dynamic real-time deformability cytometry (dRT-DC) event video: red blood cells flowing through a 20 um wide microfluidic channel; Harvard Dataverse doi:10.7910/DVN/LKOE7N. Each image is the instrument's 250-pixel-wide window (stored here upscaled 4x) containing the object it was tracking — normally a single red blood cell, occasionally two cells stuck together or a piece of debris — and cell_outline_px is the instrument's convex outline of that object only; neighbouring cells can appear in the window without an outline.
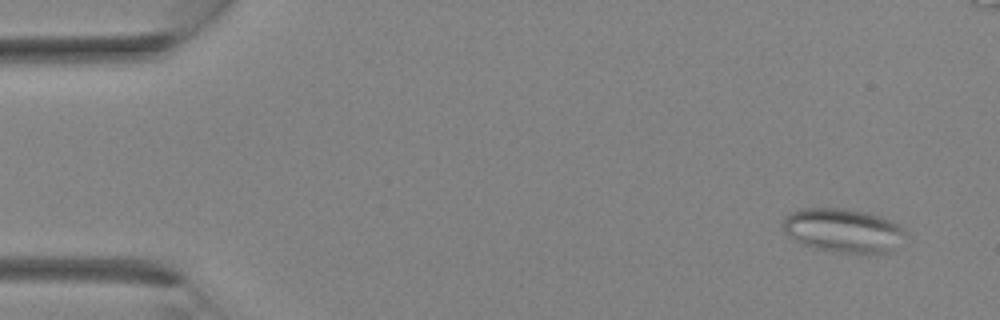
{"species": "Egyptian fruit bat (a non-hibernating species)", "species_latin": "Rousettus aegyptiacus", "temperature_condition": "room temperature", "stored_images_in_passage": 4, "camera_frame_rate_fps": 3000, "um_per_image_px": 0.085, "animal": {"sex": "female"}, "frame": {"image": 1, "passage_image": 1, "time_ms": 0.0, "image_size_px": [1000, 320], "cell_outline_px": [[904, 232], [892, 252], [836, 252], [812, 248], [800, 244], [792, 240], [784, 232], [784, 216], [800, 208], [844, 208], [864, 212], [880, 216], [892, 220], [900, 224]], "centroid_in_image_um": [71.6, 19.57], "position_along_channel_um": 13.4, "area_um2": 31.21}}